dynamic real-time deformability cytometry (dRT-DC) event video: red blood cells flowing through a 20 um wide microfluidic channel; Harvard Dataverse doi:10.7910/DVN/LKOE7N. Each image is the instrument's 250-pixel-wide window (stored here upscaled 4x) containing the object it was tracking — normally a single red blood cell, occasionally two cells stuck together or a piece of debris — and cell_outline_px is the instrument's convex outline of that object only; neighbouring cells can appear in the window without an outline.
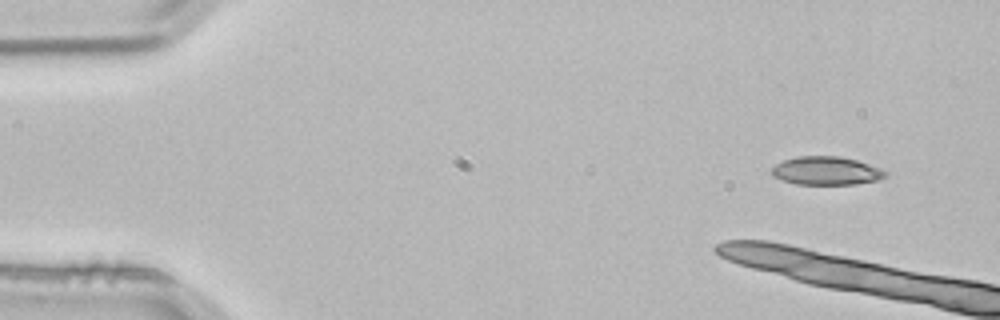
{"species": "common noctule bat (a hibernating species)", "species_latin": "Nyctalus noctula", "temperature_condition": "room temperature", "stored_images_in_passage": 4, "camera_frame_rate_fps": 3000, "um_per_image_px": 0.085, "animal": {"sex": "male", "body_mass_g": 21.5, "forearm_length_mm": 52.0}, "frame": {"image": 1, "passage_image": 1, "time_ms": 0.0, "image_size_px": [1000, 320], "cell_outline_px": [[888, 176], [880, 180], [856, 184], [796, 184], [772, 176], [772, 168], [776, 164], [784, 160], [796, 156], [840, 156], [856, 160], [880, 168], [888, 172]], "centroid_in_image_um": [70.27, 14.52], "position_along_channel_um": 14.7, "area_um2": 18.84}}